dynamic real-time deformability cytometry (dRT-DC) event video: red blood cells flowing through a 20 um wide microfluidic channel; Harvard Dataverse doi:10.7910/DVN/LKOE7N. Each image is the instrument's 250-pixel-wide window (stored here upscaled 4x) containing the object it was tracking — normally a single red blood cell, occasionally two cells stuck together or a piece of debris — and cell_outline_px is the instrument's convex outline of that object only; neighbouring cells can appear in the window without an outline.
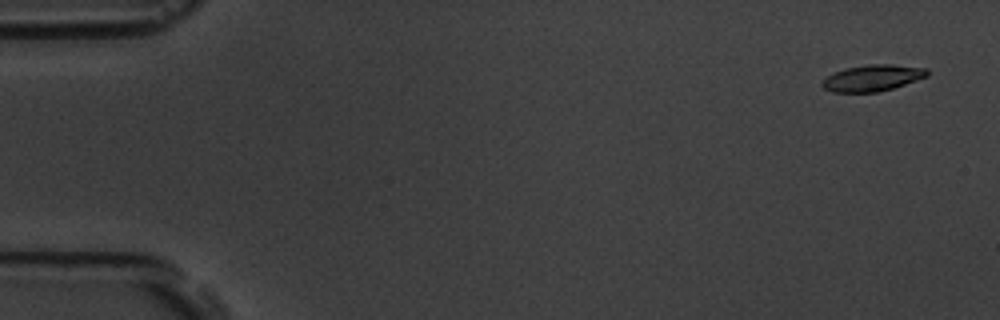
{"species": "common noctule bat (a hibernating species)", "species_latin": "Nyctalus noctula", "temperature_condition": "room temperature", "stored_images_in_passage": 4, "camera_frame_rate_fps": 3000, "um_per_image_px": 0.085, "animal": {"sex": "male", "body_mass_g": 19.5, "forearm_length_mm": 54.6}, "frame": {"image": 1, "passage_image": 1, "time_ms": 0.0, "image_size_px": [1000, 320], "cell_outline_px": [[928, 76], [892, 88], [876, 92], [832, 92], [824, 88], [820, 84], [828, 76], [844, 68], [868, 64], [892, 64], [928, 68]], "centroid_in_image_um": [74.17, 6.62], "position_along_channel_um": 10.8, "area_um2": 16.01}}
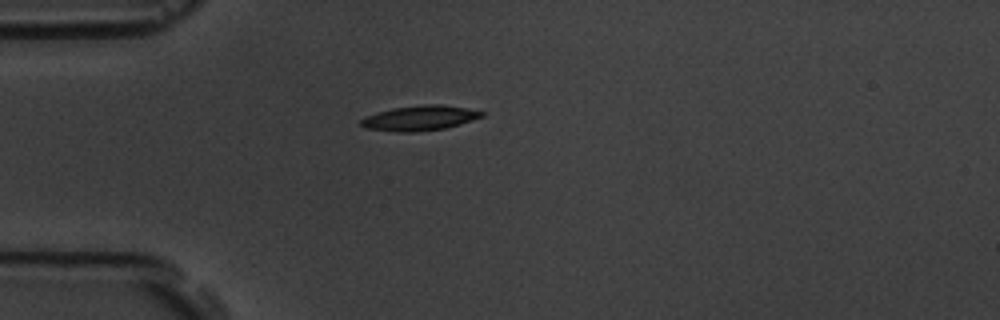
{"frame": {"image": 2, "passage_image": 4, "time_ms": 4.333, "image_size_px": [1000, 320], "cell_outline_px": [[484, 116], [460, 124], [444, 128], [412, 132], [396, 132], [364, 128], [360, 124], [360, 120], [364, 116], [392, 108], [424, 104], [440, 104], [468, 108], [484, 112]], "centroid_in_image_um": [35.65, 10.03], "position_along_channel_um": 49.4, "area_um2": 17.63}}